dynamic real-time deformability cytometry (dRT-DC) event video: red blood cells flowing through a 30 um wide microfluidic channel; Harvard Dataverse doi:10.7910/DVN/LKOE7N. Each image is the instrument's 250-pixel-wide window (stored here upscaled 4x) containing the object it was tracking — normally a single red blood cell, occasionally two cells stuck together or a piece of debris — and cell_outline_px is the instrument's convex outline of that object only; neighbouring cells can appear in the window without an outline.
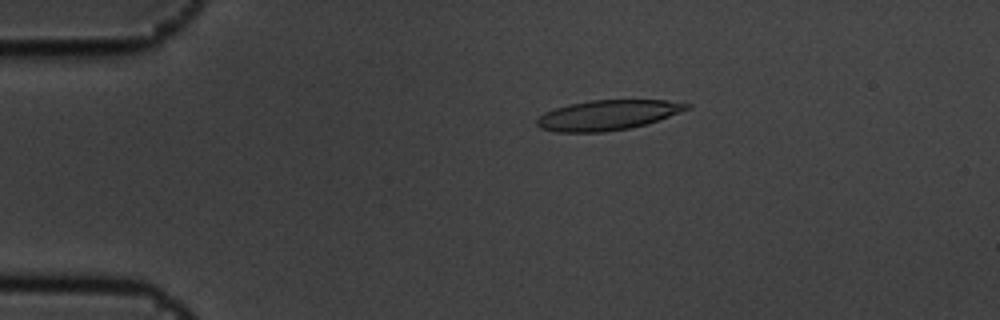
{"species": "common noctule bat (a hibernating species)", "species_latin": "Nyctalus noctula", "temperature_condition": "cold", "stored_images_in_passage": 5, "camera_frame_rate_fps": 3000, "um_per_image_px": 0.085, "animal": {"sex": "male", "body_mass_g": 19.5, "forearm_length_mm": 54.6}, "frame": {"image": 1, "passage_image": 3, "time_ms": 0.667, "image_size_px": [1000, 320], "cell_outline_px": [[692, 108], [644, 124], [628, 128], [604, 132], [556, 132], [540, 128], [536, 124], [536, 120], [544, 112], [556, 108], [572, 104], [592, 100], [668, 100], [692, 104]], "centroid_in_image_um": [51.65, 9.78], "position_along_channel_um": 33.4, "area_um2": 25.95}}